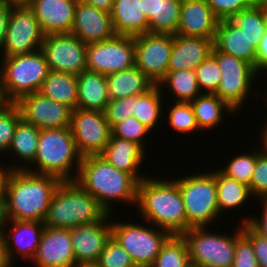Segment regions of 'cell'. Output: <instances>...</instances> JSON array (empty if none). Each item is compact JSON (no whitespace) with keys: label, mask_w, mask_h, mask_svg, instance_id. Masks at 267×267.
Instances as JSON below:
<instances>
[{"label":"cell","mask_w":267,"mask_h":267,"mask_svg":"<svg viewBox=\"0 0 267 267\" xmlns=\"http://www.w3.org/2000/svg\"><path fill=\"white\" fill-rule=\"evenodd\" d=\"M171 103L174 105L172 106L171 104V108L168 109V123H170V127H172L174 131L181 132V134L187 133L188 135V133L190 134L199 130L191 103Z\"/></svg>","instance_id":"obj_39"},{"label":"cell","mask_w":267,"mask_h":267,"mask_svg":"<svg viewBox=\"0 0 267 267\" xmlns=\"http://www.w3.org/2000/svg\"><path fill=\"white\" fill-rule=\"evenodd\" d=\"M78 101L76 108L105 111L110 101L106 75L89 70L77 75Z\"/></svg>","instance_id":"obj_27"},{"label":"cell","mask_w":267,"mask_h":267,"mask_svg":"<svg viewBox=\"0 0 267 267\" xmlns=\"http://www.w3.org/2000/svg\"><path fill=\"white\" fill-rule=\"evenodd\" d=\"M81 161L70 127L40 129L34 162L26 170L53 175L62 181H75Z\"/></svg>","instance_id":"obj_4"},{"label":"cell","mask_w":267,"mask_h":267,"mask_svg":"<svg viewBox=\"0 0 267 267\" xmlns=\"http://www.w3.org/2000/svg\"><path fill=\"white\" fill-rule=\"evenodd\" d=\"M253 151V152H252ZM250 152H245L234 158L226 165V167H219V170L226 176L233 178L239 182L250 184L254 167L256 164L257 154L261 149L252 150Z\"/></svg>","instance_id":"obj_38"},{"label":"cell","mask_w":267,"mask_h":267,"mask_svg":"<svg viewBox=\"0 0 267 267\" xmlns=\"http://www.w3.org/2000/svg\"><path fill=\"white\" fill-rule=\"evenodd\" d=\"M187 243L182 235H171L162 245L151 267H188L190 265Z\"/></svg>","instance_id":"obj_37"},{"label":"cell","mask_w":267,"mask_h":267,"mask_svg":"<svg viewBox=\"0 0 267 267\" xmlns=\"http://www.w3.org/2000/svg\"><path fill=\"white\" fill-rule=\"evenodd\" d=\"M212 172L215 175L220 215L224 210L240 209L250 197L253 198L246 184L224 175L219 169Z\"/></svg>","instance_id":"obj_33"},{"label":"cell","mask_w":267,"mask_h":267,"mask_svg":"<svg viewBox=\"0 0 267 267\" xmlns=\"http://www.w3.org/2000/svg\"><path fill=\"white\" fill-rule=\"evenodd\" d=\"M79 1L111 13L115 0H79Z\"/></svg>","instance_id":"obj_53"},{"label":"cell","mask_w":267,"mask_h":267,"mask_svg":"<svg viewBox=\"0 0 267 267\" xmlns=\"http://www.w3.org/2000/svg\"><path fill=\"white\" fill-rule=\"evenodd\" d=\"M62 180L53 175L12 170L7 184L6 220L44 222Z\"/></svg>","instance_id":"obj_2"},{"label":"cell","mask_w":267,"mask_h":267,"mask_svg":"<svg viewBox=\"0 0 267 267\" xmlns=\"http://www.w3.org/2000/svg\"><path fill=\"white\" fill-rule=\"evenodd\" d=\"M9 223L10 225H7ZM5 227L3 236L10 261L13 263L18 255L19 258L21 256L25 261L31 262L45 228L44 222L6 220Z\"/></svg>","instance_id":"obj_19"},{"label":"cell","mask_w":267,"mask_h":267,"mask_svg":"<svg viewBox=\"0 0 267 267\" xmlns=\"http://www.w3.org/2000/svg\"><path fill=\"white\" fill-rule=\"evenodd\" d=\"M110 100L146 93L155 84L136 66L106 76Z\"/></svg>","instance_id":"obj_28"},{"label":"cell","mask_w":267,"mask_h":267,"mask_svg":"<svg viewBox=\"0 0 267 267\" xmlns=\"http://www.w3.org/2000/svg\"><path fill=\"white\" fill-rule=\"evenodd\" d=\"M135 66L134 37L114 35L100 42L87 44L86 68L109 75Z\"/></svg>","instance_id":"obj_12"},{"label":"cell","mask_w":267,"mask_h":267,"mask_svg":"<svg viewBox=\"0 0 267 267\" xmlns=\"http://www.w3.org/2000/svg\"><path fill=\"white\" fill-rule=\"evenodd\" d=\"M40 135V128L26 123L21 120L14 132L8 153L13 154L21 162L19 165L12 164L13 167H8L11 170H26L34 162L37 152V145ZM29 164V165H28Z\"/></svg>","instance_id":"obj_29"},{"label":"cell","mask_w":267,"mask_h":267,"mask_svg":"<svg viewBox=\"0 0 267 267\" xmlns=\"http://www.w3.org/2000/svg\"><path fill=\"white\" fill-rule=\"evenodd\" d=\"M105 116L111 129L119 122L131 117V96L110 100L105 108Z\"/></svg>","instance_id":"obj_47"},{"label":"cell","mask_w":267,"mask_h":267,"mask_svg":"<svg viewBox=\"0 0 267 267\" xmlns=\"http://www.w3.org/2000/svg\"><path fill=\"white\" fill-rule=\"evenodd\" d=\"M45 33L34 11L25 3L18 1L10 12L2 57L28 54L41 49Z\"/></svg>","instance_id":"obj_11"},{"label":"cell","mask_w":267,"mask_h":267,"mask_svg":"<svg viewBox=\"0 0 267 267\" xmlns=\"http://www.w3.org/2000/svg\"><path fill=\"white\" fill-rule=\"evenodd\" d=\"M206 172H195L191 175L188 173L187 176L174 179L183 197L187 230L207 227L220 218L215 175L213 172Z\"/></svg>","instance_id":"obj_7"},{"label":"cell","mask_w":267,"mask_h":267,"mask_svg":"<svg viewBox=\"0 0 267 267\" xmlns=\"http://www.w3.org/2000/svg\"><path fill=\"white\" fill-rule=\"evenodd\" d=\"M11 169L5 168L0 165V206H5L6 204V194H7V184Z\"/></svg>","instance_id":"obj_52"},{"label":"cell","mask_w":267,"mask_h":267,"mask_svg":"<svg viewBox=\"0 0 267 267\" xmlns=\"http://www.w3.org/2000/svg\"><path fill=\"white\" fill-rule=\"evenodd\" d=\"M260 203L263 204L261 218L258 219L256 216L244 217L241 219V223H246L256 234L267 238V200H260Z\"/></svg>","instance_id":"obj_49"},{"label":"cell","mask_w":267,"mask_h":267,"mask_svg":"<svg viewBox=\"0 0 267 267\" xmlns=\"http://www.w3.org/2000/svg\"><path fill=\"white\" fill-rule=\"evenodd\" d=\"M211 54L216 58L222 72L221 82L215 94L237 113L243 108L246 98L250 97L252 83H255L261 74L252 64L220 52L215 47Z\"/></svg>","instance_id":"obj_10"},{"label":"cell","mask_w":267,"mask_h":267,"mask_svg":"<svg viewBox=\"0 0 267 267\" xmlns=\"http://www.w3.org/2000/svg\"><path fill=\"white\" fill-rule=\"evenodd\" d=\"M107 212L76 181H62L50 201L46 227L71 229L99 221Z\"/></svg>","instance_id":"obj_5"},{"label":"cell","mask_w":267,"mask_h":267,"mask_svg":"<svg viewBox=\"0 0 267 267\" xmlns=\"http://www.w3.org/2000/svg\"><path fill=\"white\" fill-rule=\"evenodd\" d=\"M110 216L112 217L110 213H106L97 222L70 229L71 245L79 267L93 266L98 261L107 241L111 238Z\"/></svg>","instance_id":"obj_17"},{"label":"cell","mask_w":267,"mask_h":267,"mask_svg":"<svg viewBox=\"0 0 267 267\" xmlns=\"http://www.w3.org/2000/svg\"><path fill=\"white\" fill-rule=\"evenodd\" d=\"M190 103L200 131L219 126L223 121L224 112L236 113L216 94L201 93Z\"/></svg>","instance_id":"obj_31"},{"label":"cell","mask_w":267,"mask_h":267,"mask_svg":"<svg viewBox=\"0 0 267 267\" xmlns=\"http://www.w3.org/2000/svg\"><path fill=\"white\" fill-rule=\"evenodd\" d=\"M149 226L152 225L111 221V236L130 254L136 267H151L171 236L164 229Z\"/></svg>","instance_id":"obj_8"},{"label":"cell","mask_w":267,"mask_h":267,"mask_svg":"<svg viewBox=\"0 0 267 267\" xmlns=\"http://www.w3.org/2000/svg\"><path fill=\"white\" fill-rule=\"evenodd\" d=\"M252 42L257 50L259 42L265 33L267 22L265 21L262 9L255 2L252 6L242 10L230 19Z\"/></svg>","instance_id":"obj_36"},{"label":"cell","mask_w":267,"mask_h":267,"mask_svg":"<svg viewBox=\"0 0 267 267\" xmlns=\"http://www.w3.org/2000/svg\"><path fill=\"white\" fill-rule=\"evenodd\" d=\"M34 11L45 35L71 33L77 2L65 0H24Z\"/></svg>","instance_id":"obj_21"},{"label":"cell","mask_w":267,"mask_h":267,"mask_svg":"<svg viewBox=\"0 0 267 267\" xmlns=\"http://www.w3.org/2000/svg\"><path fill=\"white\" fill-rule=\"evenodd\" d=\"M145 223L182 235L187 231L184 201L174 179L150 178L146 175L138 182L137 204Z\"/></svg>","instance_id":"obj_1"},{"label":"cell","mask_w":267,"mask_h":267,"mask_svg":"<svg viewBox=\"0 0 267 267\" xmlns=\"http://www.w3.org/2000/svg\"><path fill=\"white\" fill-rule=\"evenodd\" d=\"M111 21L115 35L136 37L149 33L141 0H115Z\"/></svg>","instance_id":"obj_26"},{"label":"cell","mask_w":267,"mask_h":267,"mask_svg":"<svg viewBox=\"0 0 267 267\" xmlns=\"http://www.w3.org/2000/svg\"><path fill=\"white\" fill-rule=\"evenodd\" d=\"M214 47L220 52L234 56L255 67L254 42L249 40L230 19L219 20Z\"/></svg>","instance_id":"obj_25"},{"label":"cell","mask_w":267,"mask_h":267,"mask_svg":"<svg viewBox=\"0 0 267 267\" xmlns=\"http://www.w3.org/2000/svg\"><path fill=\"white\" fill-rule=\"evenodd\" d=\"M242 231L252 243L259 267H267V238L256 234L246 223L242 224Z\"/></svg>","instance_id":"obj_48"},{"label":"cell","mask_w":267,"mask_h":267,"mask_svg":"<svg viewBox=\"0 0 267 267\" xmlns=\"http://www.w3.org/2000/svg\"><path fill=\"white\" fill-rule=\"evenodd\" d=\"M17 2V0H2L0 2V54L5 43L10 12Z\"/></svg>","instance_id":"obj_50"},{"label":"cell","mask_w":267,"mask_h":267,"mask_svg":"<svg viewBox=\"0 0 267 267\" xmlns=\"http://www.w3.org/2000/svg\"><path fill=\"white\" fill-rule=\"evenodd\" d=\"M256 3L262 9L265 21L267 22V0H256Z\"/></svg>","instance_id":"obj_59"},{"label":"cell","mask_w":267,"mask_h":267,"mask_svg":"<svg viewBox=\"0 0 267 267\" xmlns=\"http://www.w3.org/2000/svg\"><path fill=\"white\" fill-rule=\"evenodd\" d=\"M162 95V89L158 85H154L146 93L131 96V115L150 131L157 127L158 121L163 116Z\"/></svg>","instance_id":"obj_32"},{"label":"cell","mask_w":267,"mask_h":267,"mask_svg":"<svg viewBox=\"0 0 267 267\" xmlns=\"http://www.w3.org/2000/svg\"><path fill=\"white\" fill-rule=\"evenodd\" d=\"M0 62V80L5 96L10 103L21 97L38 92L50 72L43 51L3 57Z\"/></svg>","instance_id":"obj_6"},{"label":"cell","mask_w":267,"mask_h":267,"mask_svg":"<svg viewBox=\"0 0 267 267\" xmlns=\"http://www.w3.org/2000/svg\"><path fill=\"white\" fill-rule=\"evenodd\" d=\"M236 228V246L232 267H259L251 241L243 234L242 223Z\"/></svg>","instance_id":"obj_44"},{"label":"cell","mask_w":267,"mask_h":267,"mask_svg":"<svg viewBox=\"0 0 267 267\" xmlns=\"http://www.w3.org/2000/svg\"><path fill=\"white\" fill-rule=\"evenodd\" d=\"M266 125L264 124V128H260L261 130L259 132H261L260 135V140H261V146L259 148H261V151L267 155V121L265 122Z\"/></svg>","instance_id":"obj_56"},{"label":"cell","mask_w":267,"mask_h":267,"mask_svg":"<svg viewBox=\"0 0 267 267\" xmlns=\"http://www.w3.org/2000/svg\"><path fill=\"white\" fill-rule=\"evenodd\" d=\"M219 20L231 19L244 9L252 6L256 0H206Z\"/></svg>","instance_id":"obj_46"},{"label":"cell","mask_w":267,"mask_h":267,"mask_svg":"<svg viewBox=\"0 0 267 267\" xmlns=\"http://www.w3.org/2000/svg\"><path fill=\"white\" fill-rule=\"evenodd\" d=\"M214 40L173 35V47L167 71L195 70L212 52Z\"/></svg>","instance_id":"obj_23"},{"label":"cell","mask_w":267,"mask_h":267,"mask_svg":"<svg viewBox=\"0 0 267 267\" xmlns=\"http://www.w3.org/2000/svg\"><path fill=\"white\" fill-rule=\"evenodd\" d=\"M70 128L82 157L100 155L112 134L105 113L96 110H72Z\"/></svg>","instance_id":"obj_13"},{"label":"cell","mask_w":267,"mask_h":267,"mask_svg":"<svg viewBox=\"0 0 267 267\" xmlns=\"http://www.w3.org/2000/svg\"><path fill=\"white\" fill-rule=\"evenodd\" d=\"M38 92L75 110L78 101L77 75L50 70Z\"/></svg>","instance_id":"obj_30"},{"label":"cell","mask_w":267,"mask_h":267,"mask_svg":"<svg viewBox=\"0 0 267 267\" xmlns=\"http://www.w3.org/2000/svg\"><path fill=\"white\" fill-rule=\"evenodd\" d=\"M6 223L5 206H0V236H3Z\"/></svg>","instance_id":"obj_57"},{"label":"cell","mask_w":267,"mask_h":267,"mask_svg":"<svg viewBox=\"0 0 267 267\" xmlns=\"http://www.w3.org/2000/svg\"><path fill=\"white\" fill-rule=\"evenodd\" d=\"M188 267H205V266H201V265H197L194 263H190V265Z\"/></svg>","instance_id":"obj_60"},{"label":"cell","mask_w":267,"mask_h":267,"mask_svg":"<svg viewBox=\"0 0 267 267\" xmlns=\"http://www.w3.org/2000/svg\"><path fill=\"white\" fill-rule=\"evenodd\" d=\"M15 104L20 110L22 120L40 129L64 128L71 125L72 109L40 92L25 95Z\"/></svg>","instance_id":"obj_16"},{"label":"cell","mask_w":267,"mask_h":267,"mask_svg":"<svg viewBox=\"0 0 267 267\" xmlns=\"http://www.w3.org/2000/svg\"><path fill=\"white\" fill-rule=\"evenodd\" d=\"M65 1H69V2H79V0H65Z\"/></svg>","instance_id":"obj_61"},{"label":"cell","mask_w":267,"mask_h":267,"mask_svg":"<svg viewBox=\"0 0 267 267\" xmlns=\"http://www.w3.org/2000/svg\"><path fill=\"white\" fill-rule=\"evenodd\" d=\"M9 104L10 102L7 100L5 96L4 89L2 87L1 80H0V111H2Z\"/></svg>","instance_id":"obj_58"},{"label":"cell","mask_w":267,"mask_h":267,"mask_svg":"<svg viewBox=\"0 0 267 267\" xmlns=\"http://www.w3.org/2000/svg\"><path fill=\"white\" fill-rule=\"evenodd\" d=\"M144 151L146 150L137 143L114 137L111 134L110 140L100 156L115 168L129 173L140 182L146 177L138 173L143 159L146 158Z\"/></svg>","instance_id":"obj_24"},{"label":"cell","mask_w":267,"mask_h":267,"mask_svg":"<svg viewBox=\"0 0 267 267\" xmlns=\"http://www.w3.org/2000/svg\"><path fill=\"white\" fill-rule=\"evenodd\" d=\"M255 68L261 73L267 72V27L256 50Z\"/></svg>","instance_id":"obj_51"},{"label":"cell","mask_w":267,"mask_h":267,"mask_svg":"<svg viewBox=\"0 0 267 267\" xmlns=\"http://www.w3.org/2000/svg\"><path fill=\"white\" fill-rule=\"evenodd\" d=\"M157 85L168 88L167 92L175 99L173 102L190 103L201 94L194 70L167 71Z\"/></svg>","instance_id":"obj_34"},{"label":"cell","mask_w":267,"mask_h":267,"mask_svg":"<svg viewBox=\"0 0 267 267\" xmlns=\"http://www.w3.org/2000/svg\"><path fill=\"white\" fill-rule=\"evenodd\" d=\"M0 267H13L8 256L4 236H0Z\"/></svg>","instance_id":"obj_54"},{"label":"cell","mask_w":267,"mask_h":267,"mask_svg":"<svg viewBox=\"0 0 267 267\" xmlns=\"http://www.w3.org/2000/svg\"><path fill=\"white\" fill-rule=\"evenodd\" d=\"M112 135L120 139L128 140L140 145L143 149L144 138L151 132L146 126H144L138 119L131 116L119 123H117L112 129ZM144 143V144H143Z\"/></svg>","instance_id":"obj_43"},{"label":"cell","mask_w":267,"mask_h":267,"mask_svg":"<svg viewBox=\"0 0 267 267\" xmlns=\"http://www.w3.org/2000/svg\"><path fill=\"white\" fill-rule=\"evenodd\" d=\"M218 22L206 0H182L176 34L214 40Z\"/></svg>","instance_id":"obj_22"},{"label":"cell","mask_w":267,"mask_h":267,"mask_svg":"<svg viewBox=\"0 0 267 267\" xmlns=\"http://www.w3.org/2000/svg\"><path fill=\"white\" fill-rule=\"evenodd\" d=\"M107 212L113 215L112 202L137 204L138 181L119 170L100 155L82 157L75 180Z\"/></svg>","instance_id":"obj_3"},{"label":"cell","mask_w":267,"mask_h":267,"mask_svg":"<svg viewBox=\"0 0 267 267\" xmlns=\"http://www.w3.org/2000/svg\"><path fill=\"white\" fill-rule=\"evenodd\" d=\"M135 66L157 85L166 75L173 35L145 33L134 37Z\"/></svg>","instance_id":"obj_15"},{"label":"cell","mask_w":267,"mask_h":267,"mask_svg":"<svg viewBox=\"0 0 267 267\" xmlns=\"http://www.w3.org/2000/svg\"><path fill=\"white\" fill-rule=\"evenodd\" d=\"M194 71L201 93L215 94L222 77L216 58L210 54Z\"/></svg>","instance_id":"obj_40"},{"label":"cell","mask_w":267,"mask_h":267,"mask_svg":"<svg viewBox=\"0 0 267 267\" xmlns=\"http://www.w3.org/2000/svg\"><path fill=\"white\" fill-rule=\"evenodd\" d=\"M182 0H157L156 16L149 21V33L175 35Z\"/></svg>","instance_id":"obj_35"},{"label":"cell","mask_w":267,"mask_h":267,"mask_svg":"<svg viewBox=\"0 0 267 267\" xmlns=\"http://www.w3.org/2000/svg\"><path fill=\"white\" fill-rule=\"evenodd\" d=\"M208 228H190L182 234L187 243L190 262L205 267H232L236 231L234 235L217 234Z\"/></svg>","instance_id":"obj_9"},{"label":"cell","mask_w":267,"mask_h":267,"mask_svg":"<svg viewBox=\"0 0 267 267\" xmlns=\"http://www.w3.org/2000/svg\"><path fill=\"white\" fill-rule=\"evenodd\" d=\"M86 48L72 33L45 35L41 46L50 70L75 75L87 70Z\"/></svg>","instance_id":"obj_14"},{"label":"cell","mask_w":267,"mask_h":267,"mask_svg":"<svg viewBox=\"0 0 267 267\" xmlns=\"http://www.w3.org/2000/svg\"><path fill=\"white\" fill-rule=\"evenodd\" d=\"M249 190L253 198L267 200V155L260 151L256 157V164Z\"/></svg>","instance_id":"obj_45"},{"label":"cell","mask_w":267,"mask_h":267,"mask_svg":"<svg viewBox=\"0 0 267 267\" xmlns=\"http://www.w3.org/2000/svg\"><path fill=\"white\" fill-rule=\"evenodd\" d=\"M95 267H136L130 254L111 236Z\"/></svg>","instance_id":"obj_41"},{"label":"cell","mask_w":267,"mask_h":267,"mask_svg":"<svg viewBox=\"0 0 267 267\" xmlns=\"http://www.w3.org/2000/svg\"><path fill=\"white\" fill-rule=\"evenodd\" d=\"M32 263L36 267H79L71 245L70 229L45 226Z\"/></svg>","instance_id":"obj_18"},{"label":"cell","mask_w":267,"mask_h":267,"mask_svg":"<svg viewBox=\"0 0 267 267\" xmlns=\"http://www.w3.org/2000/svg\"><path fill=\"white\" fill-rule=\"evenodd\" d=\"M71 33L86 44L110 39L115 35L111 13L79 1Z\"/></svg>","instance_id":"obj_20"},{"label":"cell","mask_w":267,"mask_h":267,"mask_svg":"<svg viewBox=\"0 0 267 267\" xmlns=\"http://www.w3.org/2000/svg\"><path fill=\"white\" fill-rule=\"evenodd\" d=\"M22 120L20 110L15 103H10L0 111V154L6 155L15 129Z\"/></svg>","instance_id":"obj_42"},{"label":"cell","mask_w":267,"mask_h":267,"mask_svg":"<svg viewBox=\"0 0 267 267\" xmlns=\"http://www.w3.org/2000/svg\"><path fill=\"white\" fill-rule=\"evenodd\" d=\"M143 6V12L146 15L148 21L153 16H156L157 0H141Z\"/></svg>","instance_id":"obj_55"}]
</instances>
